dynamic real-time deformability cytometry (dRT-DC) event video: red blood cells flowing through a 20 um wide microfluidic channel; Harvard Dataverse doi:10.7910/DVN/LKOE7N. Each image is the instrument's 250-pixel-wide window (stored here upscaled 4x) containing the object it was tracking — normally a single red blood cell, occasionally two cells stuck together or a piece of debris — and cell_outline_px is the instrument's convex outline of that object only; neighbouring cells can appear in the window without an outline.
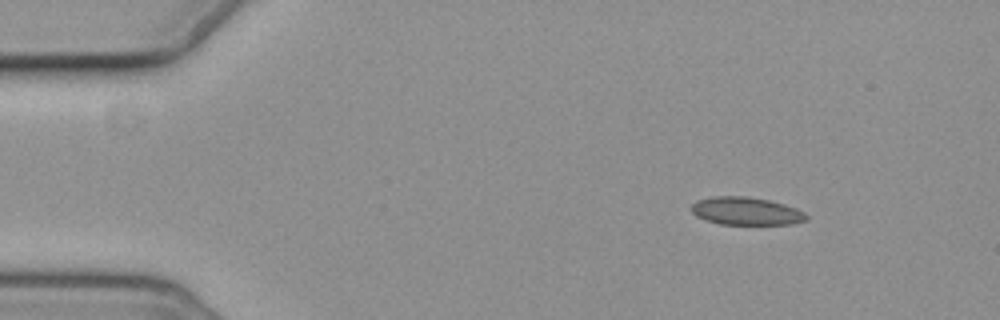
{"species": "common noctule bat (a hibernating species)", "species_latin": "Nyctalus noctula", "temperature_condition": "cold", "stored_images_in_passage": 5, "camera_frame_rate_fps": 3000, "um_per_image_px": 0.085, "animal": {"sex": "female", "body_mass_g": 19.3, "forearm_length_mm": 54.1}, "frame": {"image": 1, "passage_image": 2, "time_ms": 1.333, "image_size_px": [1000, 320], "cell_outline_px": [[808, 220], [792, 224], [720, 224], [696, 216], [692, 212], [692, 204], [696, 200], [712, 196], [744, 196], [768, 200], [784, 204], [796, 208], [804, 212], [808, 216]], "centroid_in_image_um": [63.43, 17.94], "position_along_channel_um": 21.6, "area_um2": 18.61}}
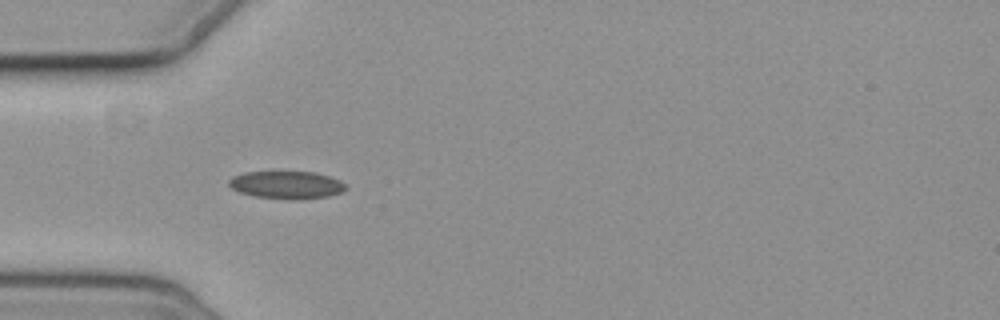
{"frame": {"image": 2, "passage_image": 5, "time_ms": 4.667, "image_size_px": [1000, 320], "cell_outline_px": [[348, 188], [340, 192], [328, 196], [292, 200], [256, 196], [240, 192], [232, 188], [228, 184], [228, 180], [232, 176], [244, 172], [316, 172], [340, 180]], "centroid_in_image_um": [24.35, 15.71], "position_along_channel_um": 60.7, "area_um2": 18.73}}